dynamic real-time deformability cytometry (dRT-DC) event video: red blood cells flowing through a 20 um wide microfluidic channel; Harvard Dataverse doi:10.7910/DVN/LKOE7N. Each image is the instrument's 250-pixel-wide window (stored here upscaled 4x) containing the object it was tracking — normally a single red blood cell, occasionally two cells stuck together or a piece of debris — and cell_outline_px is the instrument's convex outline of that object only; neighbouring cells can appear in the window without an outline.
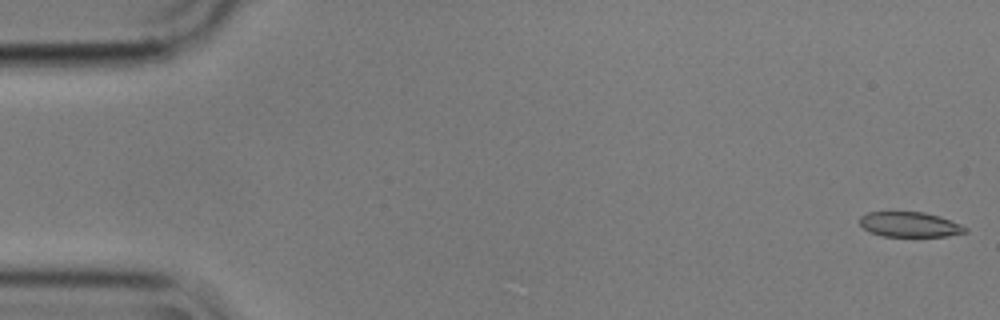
{"species": "common noctule bat (a hibernating species)", "species_latin": "Nyctalus noctula", "temperature_condition": "cold", "stored_images_in_passage": 56, "camera_frame_rate_fps": 3000, "um_per_image_px": 0.085, "animal": {"sex": "male", "body_mass_g": 17.9}, "frame": {"image": 1, "passage_image": 1, "time_ms": 0.0, "image_size_px": [1000, 320], "cell_outline_px": [[968, 232], [948, 236], [884, 236], [872, 232], [864, 228], [860, 224], [860, 216], [868, 212], [924, 212], [940, 216], [960, 224], [968, 228]], "centroid_in_image_um": [77.36, 19.08], "position_along_channel_um": 7.6, "area_um2": 15.32}}
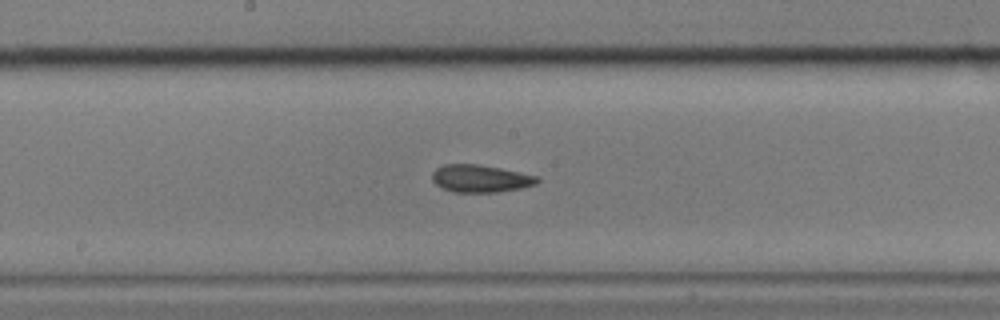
{"frame": {"image": 2, "passage_image": 29, "time_ms": 9.333, "image_size_px": [1000, 320], "cell_outline_px": [[540, 180], [536, 184], [520, 188], [500, 192], [452, 192], [436, 184], [432, 180], [432, 172], [436, 168], [444, 164], [476, 164], [500, 168], [540, 176]], "centroid_in_image_um": [40.85, 15.17], "position_along_channel_um": 207.3, "area_um2": 16.88}}
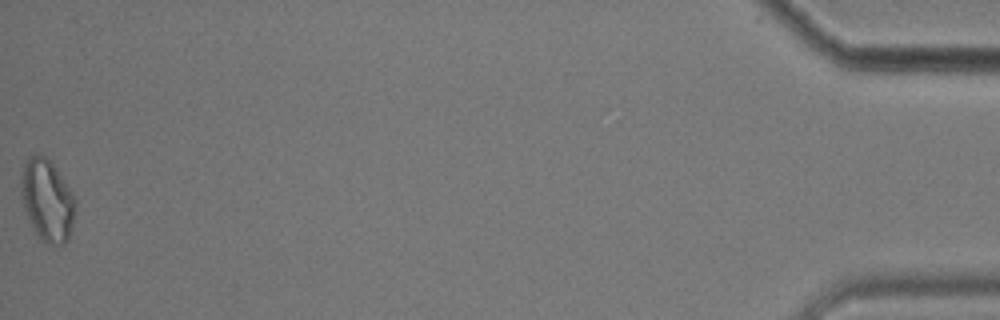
{"frame": {"image": 3, "passage_image": 56, "time_ms": 18.333, "image_size_px": [1000, 320], "cell_outline_px": [[76, 208], [72, 228], [68, 240], [64, 244], [56, 244], [40, 240], [24, 208], [20, 192], [20, 172], [24, 160], [28, 156], [36, 152], [44, 156], [56, 168], [72, 192], [76, 200]], "centroid_in_image_um": [4.0, 16.97], "position_along_channel_um": 431.2, "area_um2": 26.13}, "authors_computed_cell_mechanics": {"area_um2": 16.9643, "velocity_mm_per_s": 3.562, "shape_relaxation_time_tau1_ms": null, "shape_relaxation_time_tau2_ms": 6.0195, "deformation_change_tau1": null, "deformation_change_tau2": 0.1327}}